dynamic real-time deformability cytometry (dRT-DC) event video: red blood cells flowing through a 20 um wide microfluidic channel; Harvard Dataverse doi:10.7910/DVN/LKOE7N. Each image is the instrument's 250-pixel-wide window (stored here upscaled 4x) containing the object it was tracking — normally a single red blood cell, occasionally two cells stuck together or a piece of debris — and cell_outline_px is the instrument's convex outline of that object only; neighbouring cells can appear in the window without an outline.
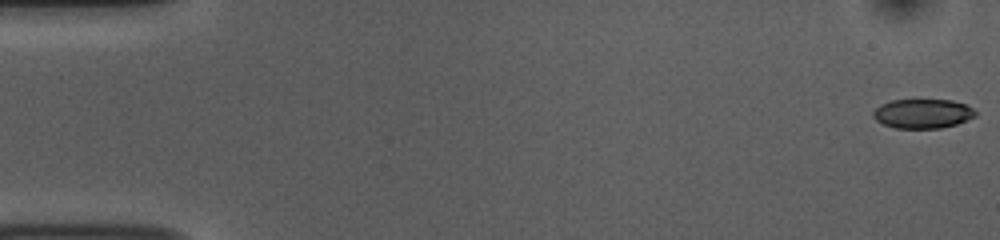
{"species": "common noctule bat (a hibernating species)", "species_latin": "Nyctalus noctula", "temperature_condition": "room temperature", "stored_images_in_passage": 54, "camera_frame_rate_fps": 3000, "um_per_image_px": 0.085, "animal": {"sex": "female", "body_mass_g": 10.0, "forearm_length_mm": 53.1}, "frame": {"image": 1, "passage_image": 1, "time_ms": 0.0, "image_size_px": [1000, 240], "cell_outline_px": [[976, 116], [956, 124], [940, 128], [896, 128], [884, 124], [876, 120], [872, 116], [872, 112], [880, 104], [892, 100], [952, 100], [964, 104], [972, 108], [976, 112]], "centroid_in_image_um": [78.41, 9.65], "position_along_channel_um": 6.6, "area_um2": 17.4}}
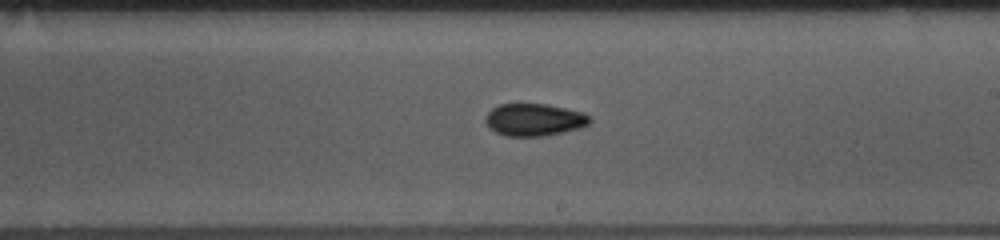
{"frame": {"image": 2, "passage_image": 31, "time_ms": 10.0, "image_size_px": [1000, 240], "cell_outline_px": [[592, 120], [588, 124], [580, 128], [564, 132], [544, 136], [504, 136], [496, 132], [484, 120], [488, 112], [492, 108], [500, 104], [548, 104], [584, 112]], "centroid_in_image_um": [45.43, 10.17], "position_along_channel_um": 243.6, "area_um2": 19.65}}
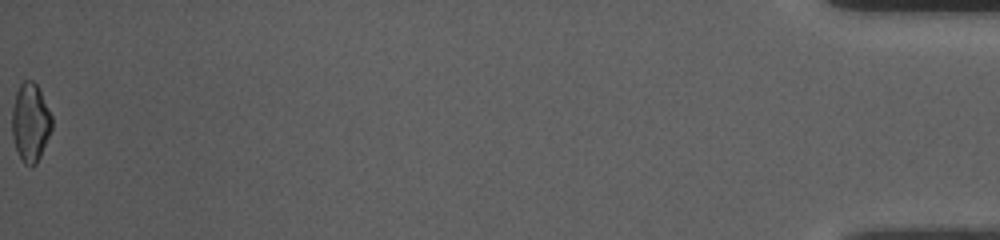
{"frame": {"image": 3, "passage_image": 54, "time_ms": 17.667, "image_size_px": [1000, 240], "cell_outline_px": [[52, 128], [40, 156], [36, 164], [24, 164], [16, 148], [12, 136], [12, 108], [16, 92], [20, 84], [24, 80], [32, 80], [36, 84], [52, 116]], "centroid_in_image_um": [2.58, 10.39], "position_along_channel_um": 432.6, "area_um2": 17.92}, "authors_computed_cell_mechanics": {"area_um2": 18.5827, "velocity_mm_per_s": 3.7704, "shape_relaxation_time_tau1_ms": 6.4719, "shape_relaxation_time_tau2_ms": null, "deformation_change_tau1": 0.1274, "deformation_change_tau2": null}}